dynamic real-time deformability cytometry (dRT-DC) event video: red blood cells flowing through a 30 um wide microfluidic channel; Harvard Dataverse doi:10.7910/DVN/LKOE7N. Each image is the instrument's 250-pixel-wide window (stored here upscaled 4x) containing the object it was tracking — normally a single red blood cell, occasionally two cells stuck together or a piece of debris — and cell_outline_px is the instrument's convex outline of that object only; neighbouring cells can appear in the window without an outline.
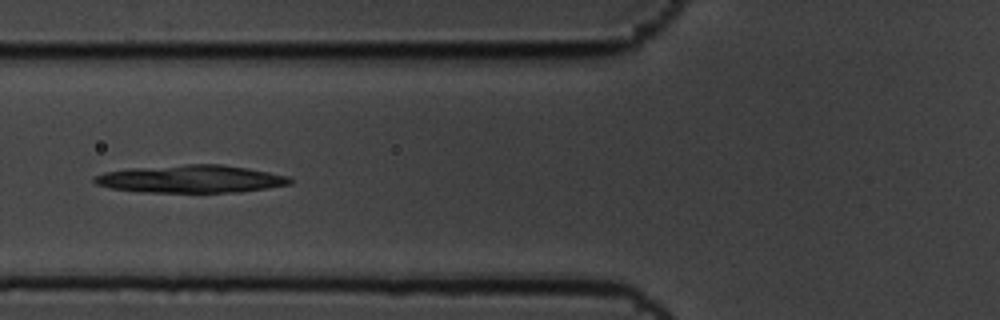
{"species": "common noctule bat (a hibernating species)", "species_latin": "Nyctalus noctula", "temperature_condition": "cold", "stored_images_in_passage": 10, "camera_frame_rate_fps": 3000, "um_per_image_px": 0.085, "animal": {"sex": "male", "body_mass_g": 19.5, "forearm_length_mm": 54.6}, "frame": {"image": 1, "passage_image": 7, "time_ms": 2.0, "image_size_px": [1000, 320], "cell_outline_px": [[292, 184], [268, 188], [240, 192], [140, 192], [112, 188], [96, 184], [92, 180], [92, 176], [104, 172], [128, 168], [188, 164], [220, 164], [248, 168], [288, 176], [292, 180]], "centroid_in_image_um": [16.21, 15.21], "position_along_channel_um": 109.6, "area_um2": 31.73}}
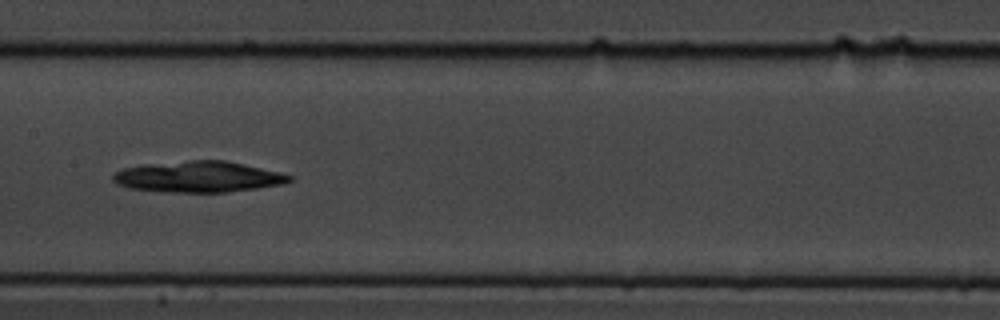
{"frame": {"image": 2, "passage_image": 9, "time_ms": 2.667, "image_size_px": [1000, 320], "cell_outline_px": [[292, 180], [284, 184], [228, 192], [164, 192], [128, 188], [116, 184], [112, 180], [112, 176], [116, 172], [124, 168], [144, 164], [188, 160], [224, 160], [244, 164], [280, 172], [292, 176]], "centroid_in_image_um": [16.84, 15.02], "position_along_channel_um": 190.6, "area_um2": 32.02}}